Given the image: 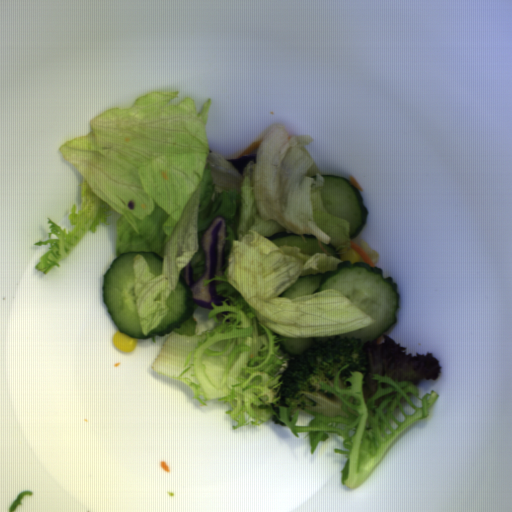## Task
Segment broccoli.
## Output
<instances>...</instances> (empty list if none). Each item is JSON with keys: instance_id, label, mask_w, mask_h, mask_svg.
I'll return each instance as SVG.
<instances>
[{"instance_id": "obj_1", "label": "broccoli", "mask_w": 512, "mask_h": 512, "mask_svg": "<svg viewBox=\"0 0 512 512\" xmlns=\"http://www.w3.org/2000/svg\"><path fill=\"white\" fill-rule=\"evenodd\" d=\"M363 343L360 339L340 336H313V345L305 353L287 356V364L280 376L277 401L270 407L277 413L279 405L300 407L329 417L354 418L356 412L335 392L327 391L320 382L349 387L345 382L351 372L362 374V387L366 385L368 364L362 355Z\"/></svg>"}]
</instances>
